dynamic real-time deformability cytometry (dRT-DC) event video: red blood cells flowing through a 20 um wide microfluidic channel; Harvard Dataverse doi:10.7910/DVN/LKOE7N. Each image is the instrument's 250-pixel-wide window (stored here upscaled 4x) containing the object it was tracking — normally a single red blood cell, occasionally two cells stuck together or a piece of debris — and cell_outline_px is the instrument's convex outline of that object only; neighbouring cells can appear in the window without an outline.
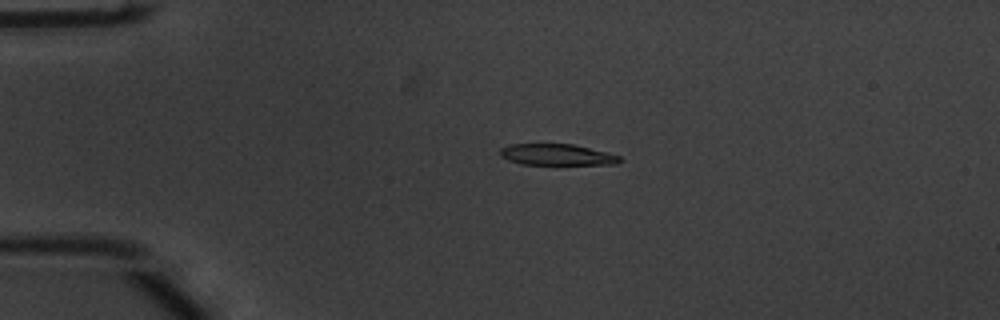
{"species": "common noctule bat (a hibernating species)", "species_latin": "Nyctalus noctula", "temperature_condition": "warm", "stored_images_in_passage": 48, "camera_frame_rate_fps": 3000, "um_per_image_px": 0.085, "animal": {"sex": "male", "body_mass_g": 20.1, "forearm_length_mm": 53.5}, "frame": {"image": 1, "passage_image": 6, "time_ms": 1.667, "image_size_px": [1000, 320], "cell_outline_px": [[620, 160], [616, 164], [520, 164], [508, 160], [500, 156], [500, 148], [512, 144], [572, 144], [608, 152], [620, 156]], "centroid_in_image_um": [47.31, 13.14], "position_along_channel_um": 37.7, "area_um2": 14.68}}
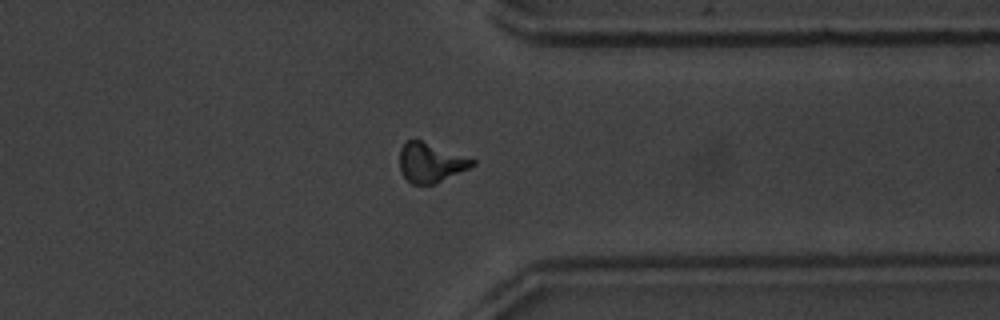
{"frame": {"image": 2, "passage_image": 36, "time_ms": 11.667, "image_size_px": [1000, 320], "cell_outline_px": [[476, 164], [436, 184], [412, 184], [400, 172], [400, 148], [404, 140], [420, 140], [476, 160]], "centroid_in_image_um": [36.58, 13.82], "position_along_channel_um": 374.8, "area_um2": 16.59}}
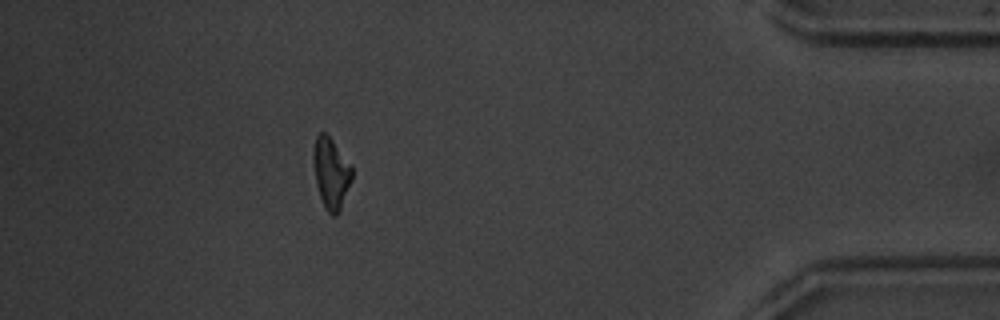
{"frame": {"image": 3, "passage_image": 42, "time_ms": 13.667, "image_size_px": [1000, 320], "cell_outline_px": [[352, 180], [340, 212], [336, 216], [332, 216], [324, 208], [316, 184], [312, 160], [312, 152], [316, 136], [320, 132], [324, 132], [332, 140], [352, 164]], "centroid_in_image_um": [28.14, 14.73], "position_along_channel_um": 407.1, "area_um2": 16.3}, "authors_computed_cell_mechanics": {"area_um2": 16.2707, "velocity_mm_per_s": 3.77, "shape_relaxation_time_tau1_ms": 3.8083, "shape_relaxation_time_tau2_ms": 1.8482, "deformation_change_tau1": 0.1675, "deformation_change_tau2": 0.1048}}